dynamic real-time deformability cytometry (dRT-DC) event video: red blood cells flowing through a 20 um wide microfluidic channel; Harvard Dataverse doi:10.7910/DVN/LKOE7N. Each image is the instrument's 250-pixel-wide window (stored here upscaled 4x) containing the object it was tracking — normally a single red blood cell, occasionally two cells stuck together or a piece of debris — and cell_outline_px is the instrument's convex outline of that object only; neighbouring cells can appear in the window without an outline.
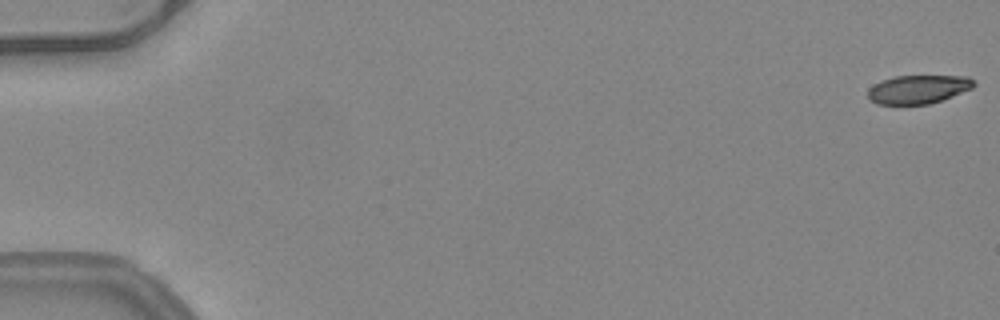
{"species": "common noctule bat (a hibernating species)", "species_latin": "Nyctalus noctula", "temperature_condition": "warm", "stored_images_in_passage": 35, "camera_frame_rate_fps": 3000, "um_per_image_px": 0.085, "animal": {"sex": "female", "body_mass_g": 24.6, "forearm_length_mm": 56.2}, "frame": {"image": 1, "passage_image": 1, "time_ms": 0.0, "image_size_px": [1000, 320], "cell_outline_px": [[976, 84], [972, 88], [952, 96], [928, 104], [876, 104], [868, 96], [868, 88], [884, 80], [896, 76], [968, 76]], "centroid_in_image_um": [78.06, 7.59], "position_along_channel_um": 6.9, "area_um2": 17.34}}
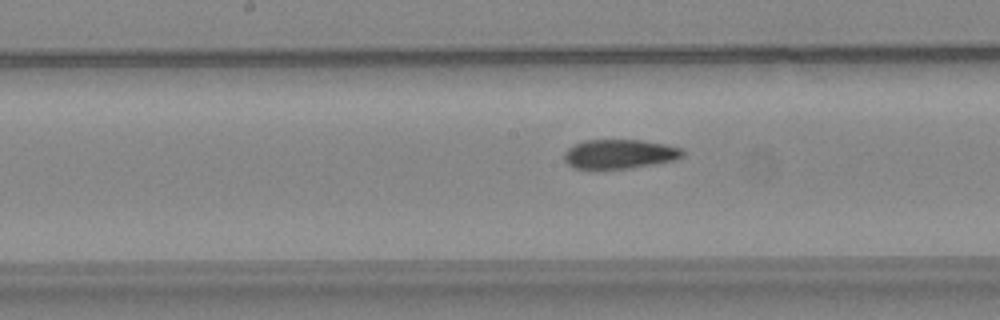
{"frame": {"image": 2, "passage_image": 28, "time_ms": 9.0, "image_size_px": [1000, 320], "cell_outline_px": [[684, 156], [676, 160], [628, 168], [596, 172], [572, 168], [564, 160], [564, 152], [568, 148], [584, 140], [640, 140], [664, 144], [684, 148]], "centroid_in_image_um": [52.61, 13.13], "position_along_channel_um": 195.6, "area_um2": 20.92}}
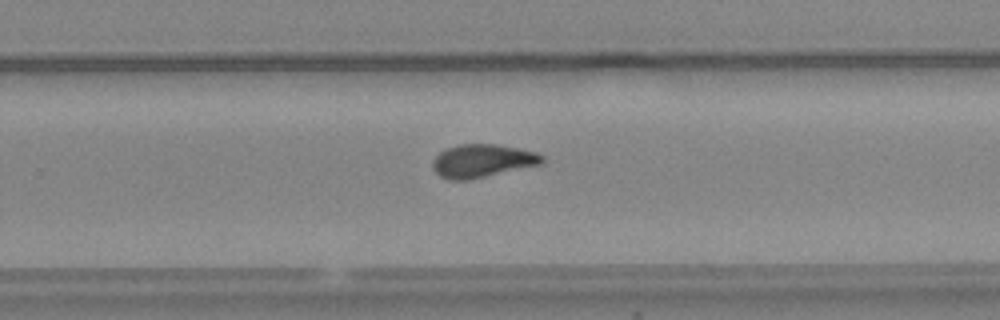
{"frame": {"image": 3, "passage_image": 35, "time_ms": 11.333, "image_size_px": [1000, 320], "cell_outline_px": [[544, 164], [468, 180], [448, 180], [440, 176], [432, 168], [432, 160], [440, 152], [448, 148], [460, 144], [496, 144], [536, 152], [544, 156]], "centroid_in_image_um": [41.01, 13.68], "position_along_channel_um": 288.8, "area_um2": 21.21}}